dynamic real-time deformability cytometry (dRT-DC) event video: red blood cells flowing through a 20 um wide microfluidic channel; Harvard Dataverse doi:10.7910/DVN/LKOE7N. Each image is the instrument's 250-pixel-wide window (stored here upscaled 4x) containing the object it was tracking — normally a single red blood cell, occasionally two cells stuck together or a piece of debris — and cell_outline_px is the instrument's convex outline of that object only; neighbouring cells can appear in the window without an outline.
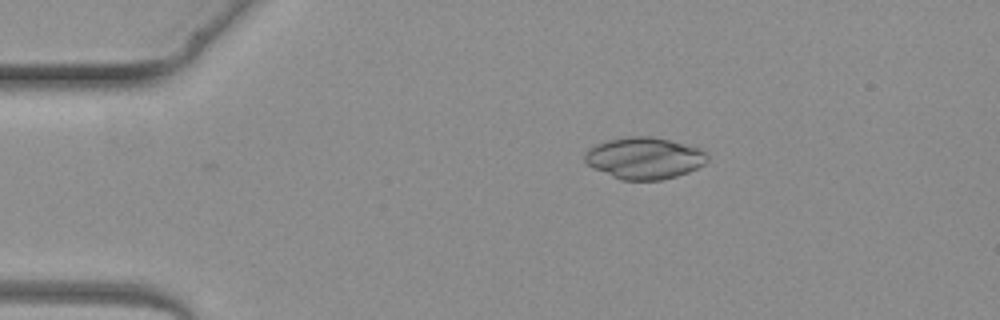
{"species": "common noctule bat (a hibernating species)", "species_latin": "Nyctalus noctula", "temperature_condition": "warm", "stored_images_in_passage": 4, "camera_frame_rate_fps": 3000, "um_per_image_px": 0.085, "animal": {"sex": "female", "body_mass_g": 19.3, "forearm_length_mm": 54.1}, "frame": {"image": 1, "passage_image": 3, "time_ms": 2.333, "image_size_px": [1000, 320], "cell_outline_px": [[708, 160], [704, 164], [688, 172], [676, 176], [660, 180], [620, 180], [592, 168], [584, 160], [584, 156], [588, 148], [596, 144], [608, 140], [628, 136], [652, 136], [700, 148], [708, 156]], "centroid_in_image_um": [54.74, 13.44], "position_along_channel_um": 30.3, "area_um2": 29.77}}